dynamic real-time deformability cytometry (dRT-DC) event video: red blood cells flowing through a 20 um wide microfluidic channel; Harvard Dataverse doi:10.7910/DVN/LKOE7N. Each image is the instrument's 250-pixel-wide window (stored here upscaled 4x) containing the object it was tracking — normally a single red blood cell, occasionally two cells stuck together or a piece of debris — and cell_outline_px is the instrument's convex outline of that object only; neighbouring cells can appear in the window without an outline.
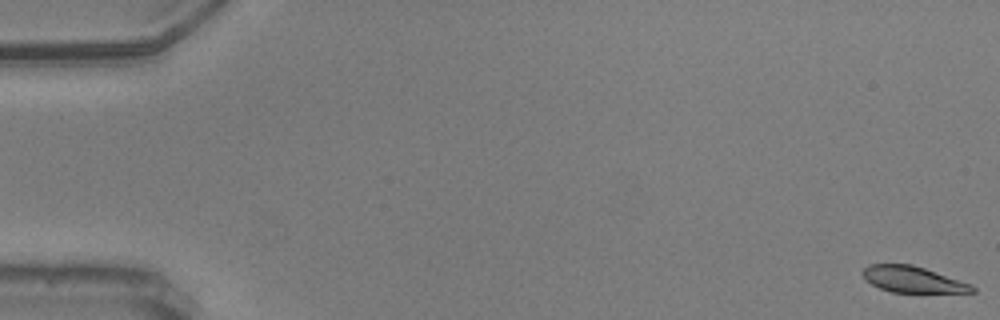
{"species": "common noctule bat (a hibernating species)", "species_latin": "Nyctalus noctula", "temperature_condition": "warm", "stored_images_in_passage": 57, "camera_frame_rate_fps": 3000, "um_per_image_px": 0.085, "animal": {"sex": "male", "body_mass_g": 20.5, "forearm_length_mm": 52.5}, "frame": {"image": 1, "passage_image": 1, "time_ms": 0.0, "image_size_px": [1000, 320], "cell_outline_px": [[976, 292], [892, 292], [880, 288], [864, 280], [860, 272], [868, 264], [912, 264], [972, 284], [976, 288]], "centroid_in_image_um": [77.55, 23.74], "position_along_channel_um": 7.5, "area_um2": 16.7}}
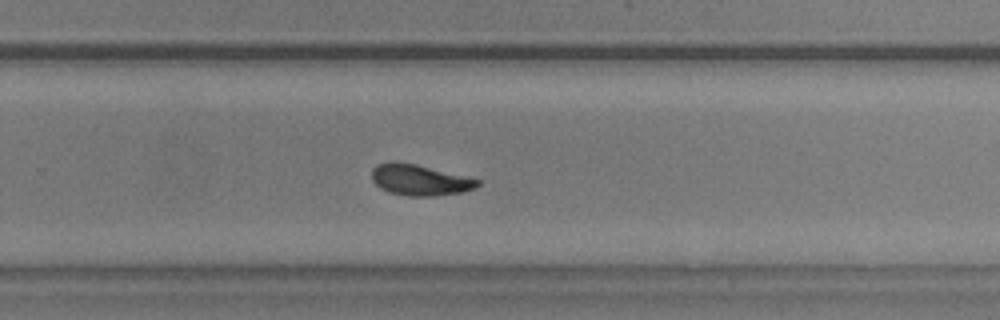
{"frame": {"image": 2, "passage_image": 38, "time_ms": 12.333, "image_size_px": [1000, 320], "cell_outline_px": [[480, 184], [476, 188], [460, 192], [436, 196], [408, 196], [388, 192], [380, 188], [372, 180], [372, 168], [376, 164], [396, 160], [416, 164], [480, 180]], "centroid_in_image_um": [35.63, 15.29], "position_along_channel_um": 294.2, "area_um2": 19.13}}
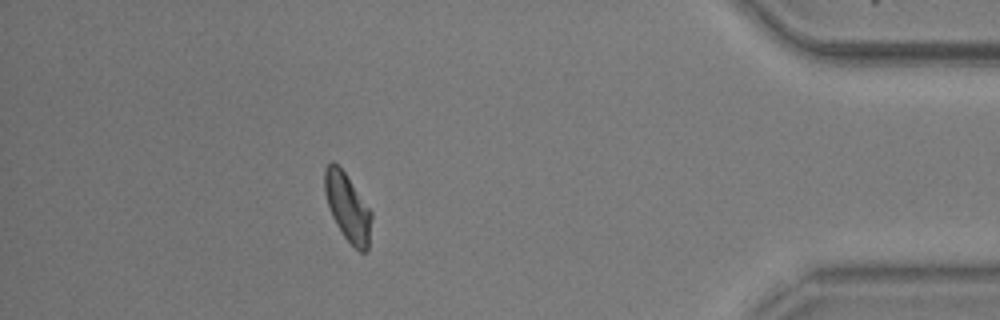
{"frame": {"image": 3, "passage_image": 51, "time_ms": 16.667, "image_size_px": [1000, 320], "cell_outline_px": [[372, 216], [368, 248], [364, 252], [360, 252], [344, 236], [336, 224], [332, 216], [324, 192], [324, 168], [332, 160], [344, 172], [372, 212]], "centroid_in_image_um": [29.53, 17.61], "position_along_channel_um": 405.7, "area_um2": 18.15}, "authors_computed_cell_mechanics": {"area_um2": 18.9584, "velocity_mm_per_s": 3.594, "shape_relaxation_time_tau1_ms": 4.0023, "shape_relaxation_time_tau2_ms": 5.4203, "deformation_change_tau1": 0.1559, "deformation_change_tau2": 0.1074}}